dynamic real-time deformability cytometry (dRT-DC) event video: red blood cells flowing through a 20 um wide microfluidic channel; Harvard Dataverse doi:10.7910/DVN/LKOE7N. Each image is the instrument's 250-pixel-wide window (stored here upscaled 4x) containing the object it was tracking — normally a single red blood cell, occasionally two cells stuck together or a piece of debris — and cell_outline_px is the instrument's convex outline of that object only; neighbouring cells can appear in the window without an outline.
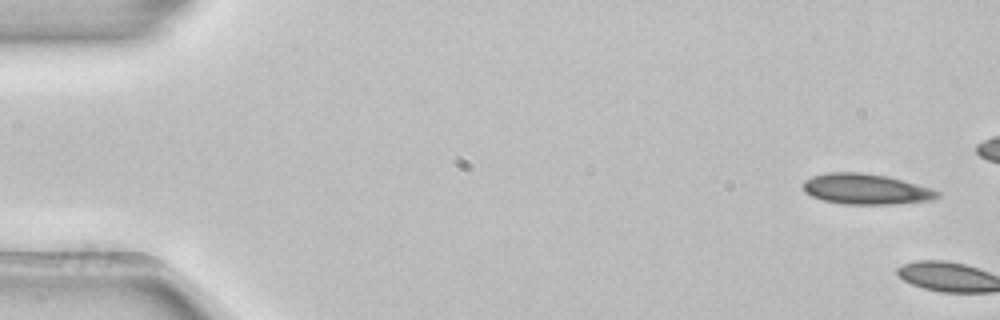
{"species": "common noctule bat (a hibernating species)", "species_latin": "Nyctalus noctula", "temperature_condition": "room temperature", "stored_images_in_passage": 5, "camera_frame_rate_fps": 3000, "um_per_image_px": 0.085, "animal": {"sex": "female", "body_mass_g": 22.7, "forearm_length_mm": 54.2}, "frame": {"image": 1, "passage_image": 1, "time_ms": 0.0, "image_size_px": [1000, 320], "cell_outline_px": [[940, 196], [932, 200], [892, 204], [844, 204], [824, 200], [812, 196], [804, 192], [800, 184], [804, 180], [812, 176], [824, 172], [860, 172], [888, 176], [904, 180], [932, 188], [940, 192]], "centroid_in_image_um": [73.58, 16.06], "position_along_channel_um": 11.4, "area_um2": 24.22}}